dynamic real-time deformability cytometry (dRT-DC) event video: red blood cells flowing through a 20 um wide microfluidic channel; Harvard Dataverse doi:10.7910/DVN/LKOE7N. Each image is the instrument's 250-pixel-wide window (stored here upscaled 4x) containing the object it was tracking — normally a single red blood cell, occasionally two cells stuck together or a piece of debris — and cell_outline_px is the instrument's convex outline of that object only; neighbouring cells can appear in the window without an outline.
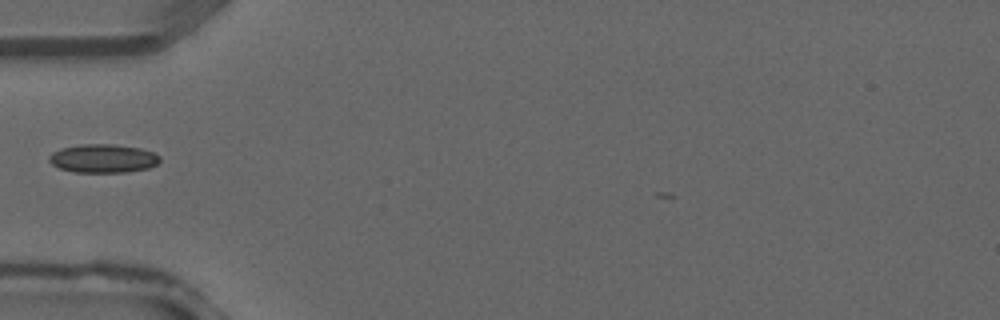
{"species": "common noctule bat (a hibernating species)", "species_latin": "Nyctalus noctula", "temperature_condition": "warm", "stored_images_in_passage": 23, "camera_frame_rate_fps": 3000, "um_per_image_px": 0.085, "animal": {"sex": "male", "forearm_length_mm": 52.5}, "frame": {"image": 1, "passage_image": 1, "time_ms": 0.0, "image_size_px": [1000, 320], "cell_outline_px": [[160, 160], [156, 164], [148, 168], [128, 172], [72, 172], [60, 168], [52, 164], [48, 160], [48, 156], [52, 152], [64, 148], [84, 144], [112, 144], [140, 148], [152, 152], [160, 156]], "centroid_in_image_um": [8.76, 13.47], "position_along_channel_um": 76.2, "area_um2": 18.32}}
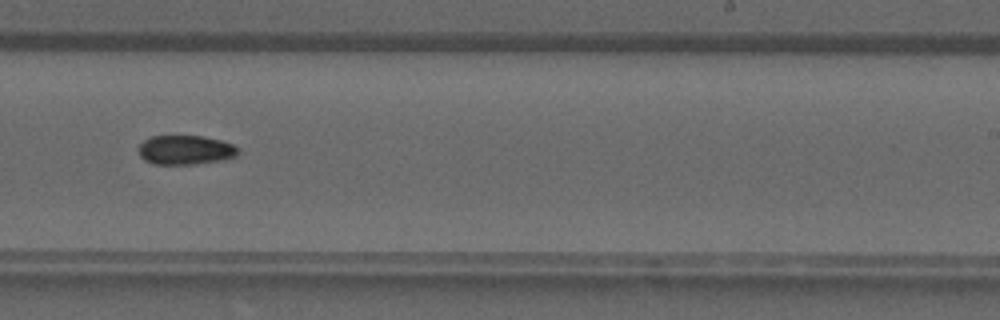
{"frame": {"image": 2, "passage_image": 12, "time_ms": 3.667, "image_size_px": [1000, 320], "cell_outline_px": [[240, 152], [236, 156], [224, 160], [192, 164], [152, 164], [144, 160], [140, 156], [136, 148], [144, 140], [152, 136], [200, 136], [220, 140], [232, 144]], "centroid_in_image_um": [15.72, 12.75], "position_along_channel_um": 273.3, "area_um2": 17.05}}
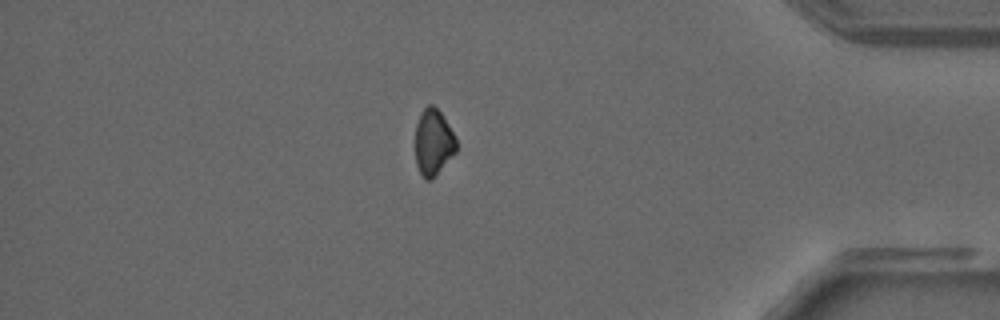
{"frame": {"image": 3, "passage_image": 21, "time_ms": 6.667, "image_size_px": [1000, 320], "cell_outline_px": [[456, 152], [432, 180], [424, 180], [416, 164], [416, 124], [420, 112], [428, 104], [432, 104], [440, 112], [452, 132], [456, 140]], "centroid_in_image_um": [36.82, 12.11], "position_along_channel_um": 398.4, "area_um2": 15.72}}